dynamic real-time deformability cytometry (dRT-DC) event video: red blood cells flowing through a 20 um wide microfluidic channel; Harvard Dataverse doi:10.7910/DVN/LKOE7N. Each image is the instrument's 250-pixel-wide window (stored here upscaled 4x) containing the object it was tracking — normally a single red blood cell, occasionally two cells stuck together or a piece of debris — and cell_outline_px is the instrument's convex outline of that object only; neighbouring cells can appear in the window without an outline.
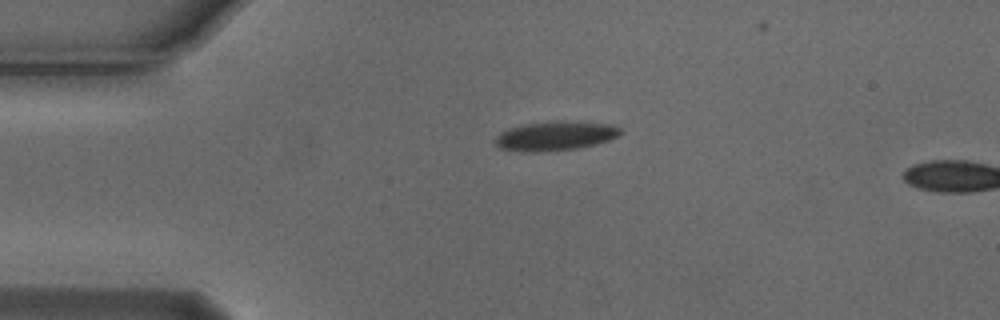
{"species": "Egyptian fruit bat (a non-hibernating species)", "species_latin": "Rousettus aegyptiacus", "temperature_condition": "cold", "stored_images_in_passage": 2, "camera_frame_rate_fps": 3000, "um_per_image_px": 0.085, "animal": {"sex": "male"}, "frame": {"image": 1, "passage_image": 1, "time_ms": 0.0, "image_size_px": [1000, 320], "cell_outline_px": [[620, 132], [616, 136], [608, 140], [576, 148], [540, 152], [520, 152], [500, 148], [496, 144], [496, 136], [500, 132], [508, 128], [524, 124], [552, 120], [560, 120], [608, 124], [620, 128]], "centroid_in_image_um": [47.12, 11.54], "position_along_channel_um": 37.9, "area_um2": 21.21}}